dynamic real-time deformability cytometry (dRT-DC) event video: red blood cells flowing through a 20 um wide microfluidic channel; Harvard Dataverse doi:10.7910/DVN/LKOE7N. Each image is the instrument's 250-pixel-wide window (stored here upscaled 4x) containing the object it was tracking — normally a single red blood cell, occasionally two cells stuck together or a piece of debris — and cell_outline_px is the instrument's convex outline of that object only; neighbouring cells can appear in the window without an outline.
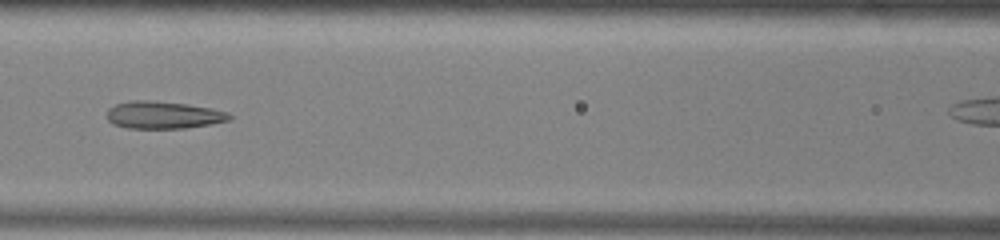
{"species": "common noctule bat (a hibernating species)", "species_latin": "Nyctalus noctula", "temperature_condition": "warm", "stored_images_in_passage": 29, "camera_frame_rate_fps": 3000, "um_per_image_px": 0.085, "animal": {"sex": "male", "body_mass_g": 13.0, "forearm_length_mm": 53.1}, "frame": {"image": 1, "passage_image": 9, "time_ms": 2.667, "image_size_px": [1000, 240], "cell_outline_px": [[232, 116], [228, 120], [212, 124], [184, 128], [128, 128], [112, 124], [108, 120], [108, 108], [116, 104], [132, 100], [144, 100], [188, 104], [212, 108], [228, 112]], "centroid_in_image_um": [13.89, 9.77], "position_along_channel_um": 152.7, "area_um2": 19.48}}
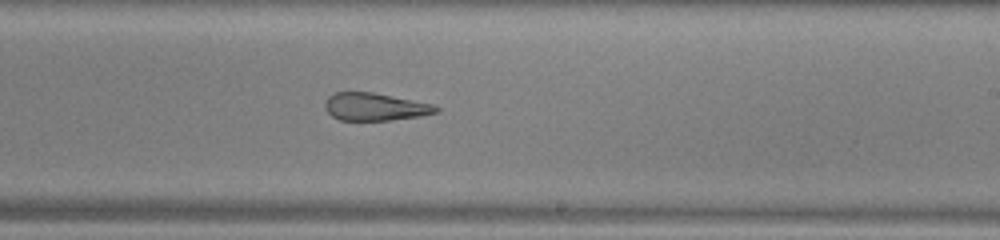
{"frame": {"image": 2, "passage_image": 17, "time_ms": 5.333, "image_size_px": [1000, 240], "cell_outline_px": [[440, 108], [436, 112], [420, 116], [392, 120], [340, 120], [332, 116], [324, 108], [324, 104], [328, 96], [336, 92], [372, 92], [432, 104]], "centroid_in_image_um": [31.84, 9.08], "position_along_channel_um": 257.2, "area_um2": 17.74}}
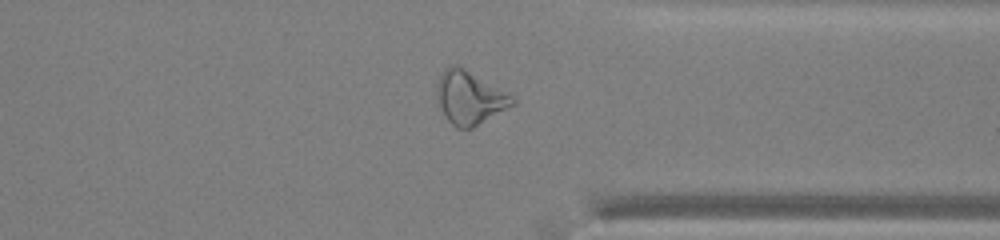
{"frame": {"image": 3, "passage_image": 26, "time_ms": 8.333, "image_size_px": [1000, 240], "cell_outline_px": [[516, 104], [472, 128], [456, 128], [448, 120], [440, 108], [436, 100], [436, 84], [444, 68], [448, 64], [460, 64], [516, 96]], "centroid_in_image_um": [39.94, 8.25], "position_along_channel_um": 371.5, "area_um2": 24.22}}